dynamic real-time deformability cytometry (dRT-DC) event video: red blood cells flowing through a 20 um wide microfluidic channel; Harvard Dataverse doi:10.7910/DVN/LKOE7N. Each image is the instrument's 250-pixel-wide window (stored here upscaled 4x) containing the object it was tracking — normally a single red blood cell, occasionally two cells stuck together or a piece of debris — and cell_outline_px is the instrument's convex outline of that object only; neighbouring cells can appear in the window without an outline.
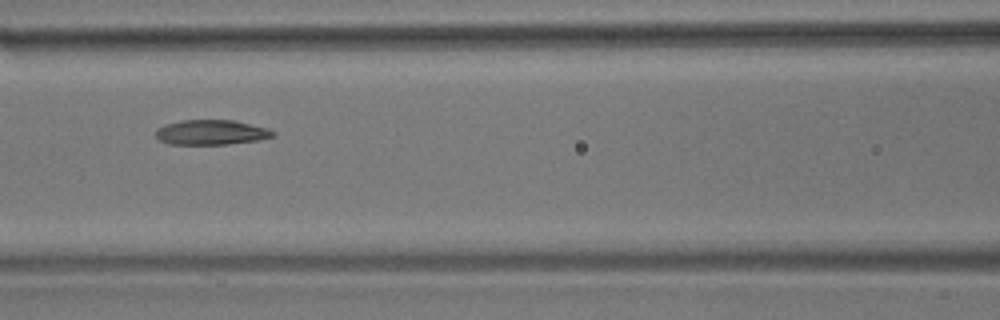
{"species": "common noctule bat (a hibernating species)", "species_latin": "Nyctalus noctula", "temperature_condition": "room temperature", "stored_images_in_passage": 7, "camera_frame_rate_fps": 3000, "um_per_image_px": 0.085, "animal": {"sex": "male", "body_mass_g": 17.9}, "frame": {"image": 1, "passage_image": 7, "time_ms": 7.0, "image_size_px": [1000, 320], "cell_outline_px": [[276, 132], [272, 136], [260, 140], [228, 144], [168, 144], [160, 140], [156, 136], [156, 128], [164, 124], [180, 120], [236, 120], [268, 128]], "centroid_in_image_um": [17.95, 11.24], "position_along_channel_um": 148.6, "area_um2": 17.17}}